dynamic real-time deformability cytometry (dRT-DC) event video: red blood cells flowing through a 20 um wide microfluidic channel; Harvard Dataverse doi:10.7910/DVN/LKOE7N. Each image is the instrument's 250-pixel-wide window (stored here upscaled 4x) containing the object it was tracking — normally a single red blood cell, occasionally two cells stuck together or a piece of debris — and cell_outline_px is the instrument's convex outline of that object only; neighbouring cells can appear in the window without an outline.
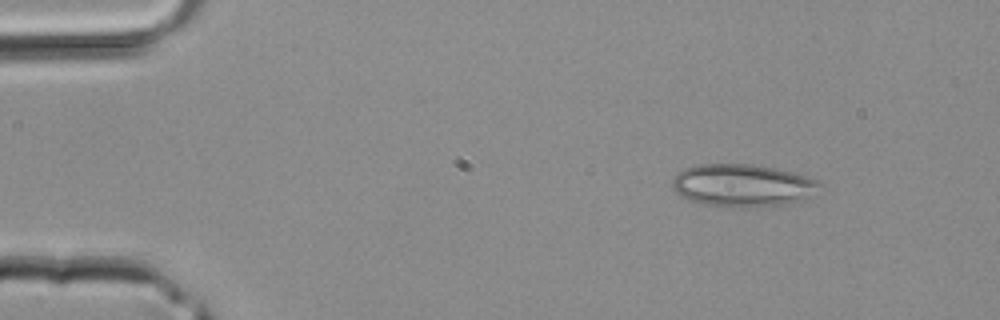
{"species": "common noctule bat (a hibernating species)", "species_latin": "Nyctalus noctula", "temperature_condition": "room temperature", "stored_images_in_passage": 35, "camera_frame_rate_fps": 3000, "um_per_image_px": 0.085, "animal": {"sex": "male", "body_mass_g": 20.4}, "frame": {"image": 1, "passage_image": 1, "time_ms": 0.0, "image_size_px": [1000, 320], "cell_outline_px": [[824, 184], [804, 200], [748, 208], [740, 208], [704, 204], [680, 196], [676, 192], [672, 184], [672, 180], [676, 172], [680, 168], [696, 164], [752, 164], [776, 168], [792, 172], [816, 180]], "centroid_in_image_um": [63.06, 15.74], "position_along_channel_um": 21.9, "area_um2": 36.59}}
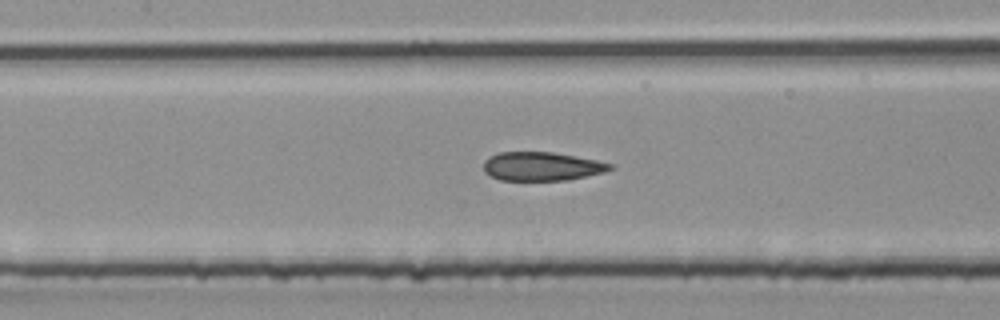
{"frame": {"image": 2, "passage_image": 14, "time_ms": 4.333, "image_size_px": [1000, 320], "cell_outline_px": [[616, 168], [604, 172], [568, 180], [500, 180], [484, 172], [484, 160], [488, 156], [500, 152], [552, 152], [576, 156], [616, 164]], "centroid_in_image_um": [46.08, 14.13], "position_along_channel_um": 161.3, "area_um2": 21.33}}
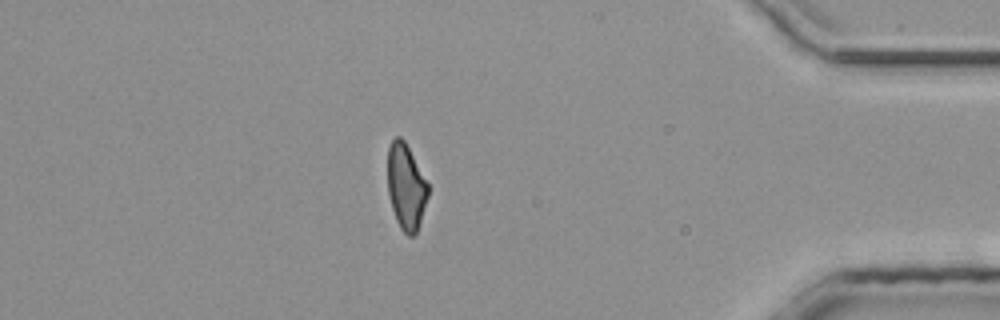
{"frame": {"image": 3, "passage_image": 30, "time_ms": 9.667, "image_size_px": [1000, 320], "cell_outline_px": [[428, 196], [420, 224], [416, 232], [412, 236], [408, 236], [400, 228], [396, 220], [392, 208], [388, 192], [388, 148], [392, 140], [396, 136], [400, 136], [404, 140], [428, 184]], "centroid_in_image_um": [34.51, 15.89], "position_along_channel_um": 400.7, "area_um2": 20.0}}